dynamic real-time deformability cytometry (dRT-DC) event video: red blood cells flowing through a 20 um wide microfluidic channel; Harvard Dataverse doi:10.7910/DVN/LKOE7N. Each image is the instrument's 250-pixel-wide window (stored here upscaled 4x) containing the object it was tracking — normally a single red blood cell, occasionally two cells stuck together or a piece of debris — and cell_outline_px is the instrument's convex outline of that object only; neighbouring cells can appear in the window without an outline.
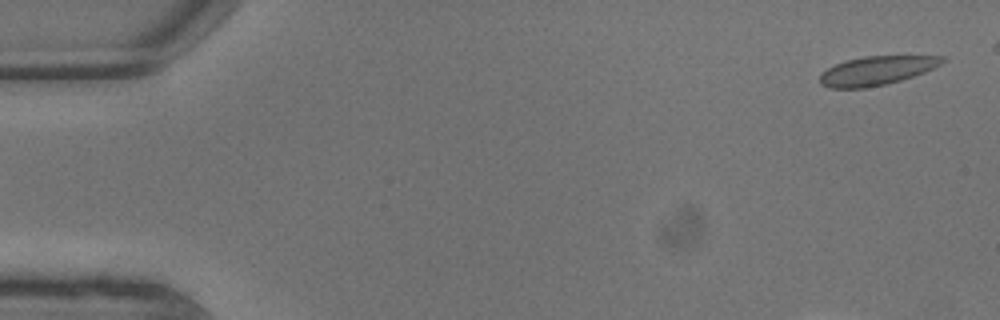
{"species": "common noctule bat (a hibernating species)", "species_latin": "Nyctalus noctula", "temperature_condition": "warm", "stored_images_in_passage": 7, "camera_frame_rate_fps": 3000, "um_per_image_px": 0.085, "animal": {"sex": "male", "body_mass_g": 13.3}, "frame": {"image": 1, "passage_image": 1, "time_ms": 0.0, "image_size_px": [1000, 320], "cell_outline_px": [[944, 60], [940, 64], [924, 72], [900, 80], [884, 84], [864, 88], [828, 88], [820, 84], [820, 72], [844, 60], [864, 56], [944, 56]], "centroid_in_image_um": [74.44, 6.0], "position_along_channel_um": 10.6, "area_um2": 20.4}}